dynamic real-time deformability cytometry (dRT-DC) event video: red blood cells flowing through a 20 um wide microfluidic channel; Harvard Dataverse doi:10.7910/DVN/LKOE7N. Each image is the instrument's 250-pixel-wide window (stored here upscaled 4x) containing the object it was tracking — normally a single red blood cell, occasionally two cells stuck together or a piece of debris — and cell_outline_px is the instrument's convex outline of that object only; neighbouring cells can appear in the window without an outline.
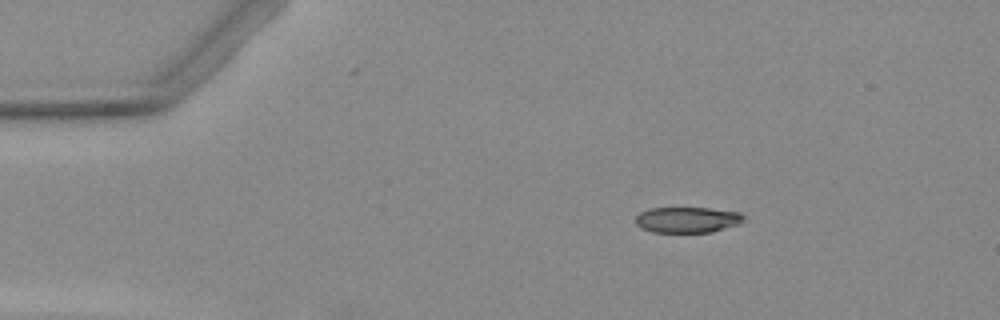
{"species": "Egyptian fruit bat (a non-hibernating species)", "species_latin": "Rousettus aegyptiacus", "temperature_condition": "warm", "stored_images_in_passage": 3, "camera_frame_rate_fps": 3000, "um_per_image_px": 0.085, "animal": {"sex": "female"}, "frame": {"image": 1, "passage_image": 1, "time_ms": 0.0, "image_size_px": [1000, 320], "cell_outline_px": [[744, 220], [740, 224], [712, 232], [652, 232], [640, 228], [636, 224], [636, 216], [640, 212], [648, 208], [708, 208], [740, 212], [744, 216]], "centroid_in_image_um": [58.42, 18.68], "position_along_channel_um": 26.6, "area_um2": 16.36}}
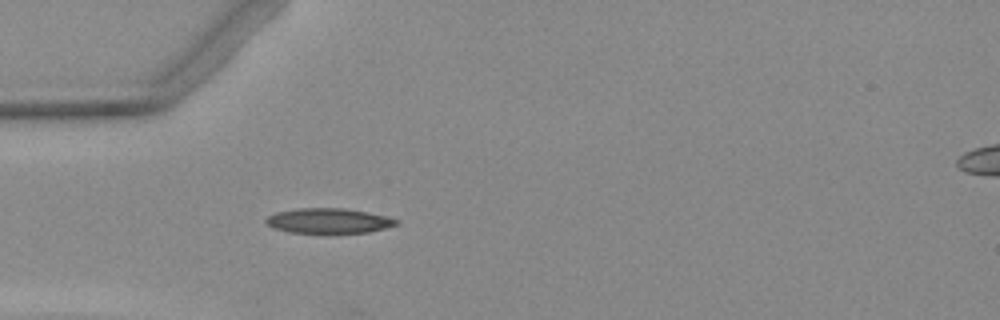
{"frame": {"image": 2, "passage_image": 3, "time_ms": 2.333, "image_size_px": [1000, 320], "cell_outline_px": [[400, 224], [368, 232], [332, 236], [324, 236], [288, 232], [272, 228], [264, 220], [268, 216], [276, 212], [296, 208], [344, 208], [388, 216], [400, 220]], "centroid_in_image_um": [27.93, 18.82], "position_along_channel_um": 57.1, "area_um2": 20.17}}